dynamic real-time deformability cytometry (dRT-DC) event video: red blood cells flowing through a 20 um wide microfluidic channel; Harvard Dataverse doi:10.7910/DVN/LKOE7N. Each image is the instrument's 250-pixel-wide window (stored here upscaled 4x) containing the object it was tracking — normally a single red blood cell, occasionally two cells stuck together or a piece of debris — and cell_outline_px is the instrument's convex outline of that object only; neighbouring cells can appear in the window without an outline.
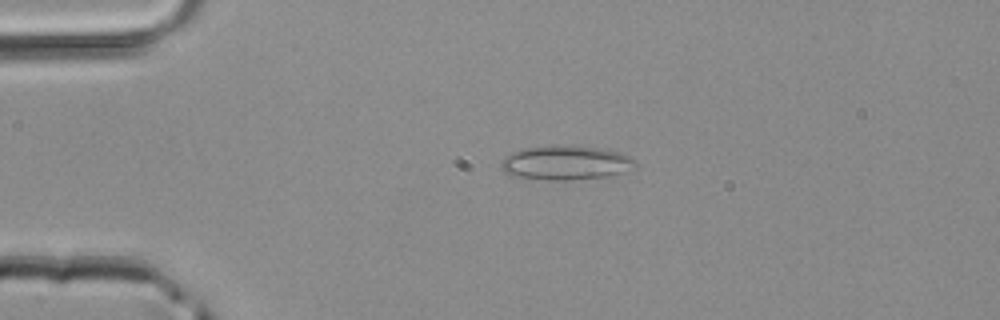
{"species": "common noctule bat (a hibernating species)", "species_latin": "Nyctalus noctula", "temperature_condition": "room temperature", "stored_images_in_passage": 2, "camera_frame_rate_fps": 3000, "um_per_image_px": 0.085, "animal": {"sex": "male", "body_mass_g": 20.4}, "frame": {"image": 1, "passage_image": 2, "time_ms": 0.333, "image_size_px": [1000, 320], "cell_outline_px": [[636, 164], [624, 172], [608, 176], [572, 180], [548, 180], [512, 176], [504, 172], [500, 168], [500, 164], [504, 156], [512, 152], [524, 148], [548, 144], [572, 144], [604, 148], [620, 152], [632, 156], [636, 160]], "centroid_in_image_um": [48.07, 13.8], "position_along_channel_um": 36.9, "area_um2": 27.63}}